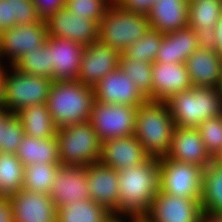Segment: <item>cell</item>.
Instances as JSON below:
<instances>
[{
    "instance_id": "6da1fadb",
    "label": "cell",
    "mask_w": 222,
    "mask_h": 222,
    "mask_svg": "<svg viewBox=\"0 0 222 222\" xmlns=\"http://www.w3.org/2000/svg\"><path fill=\"white\" fill-rule=\"evenodd\" d=\"M118 171V216L143 219L160 190L159 158Z\"/></svg>"
},
{
    "instance_id": "7a4b0ae2",
    "label": "cell",
    "mask_w": 222,
    "mask_h": 222,
    "mask_svg": "<svg viewBox=\"0 0 222 222\" xmlns=\"http://www.w3.org/2000/svg\"><path fill=\"white\" fill-rule=\"evenodd\" d=\"M95 101L94 89L79 81L53 80L47 107L57 129L88 122Z\"/></svg>"
},
{
    "instance_id": "3957f363",
    "label": "cell",
    "mask_w": 222,
    "mask_h": 222,
    "mask_svg": "<svg viewBox=\"0 0 222 222\" xmlns=\"http://www.w3.org/2000/svg\"><path fill=\"white\" fill-rule=\"evenodd\" d=\"M174 128L173 117L165 102L147 100L138 106L134 136L149 157L167 155Z\"/></svg>"
},
{
    "instance_id": "277c9868",
    "label": "cell",
    "mask_w": 222,
    "mask_h": 222,
    "mask_svg": "<svg viewBox=\"0 0 222 222\" xmlns=\"http://www.w3.org/2000/svg\"><path fill=\"white\" fill-rule=\"evenodd\" d=\"M175 126L197 128L208 118L222 115V98L217 88L193 86L165 101Z\"/></svg>"
},
{
    "instance_id": "5b68a950",
    "label": "cell",
    "mask_w": 222,
    "mask_h": 222,
    "mask_svg": "<svg viewBox=\"0 0 222 222\" xmlns=\"http://www.w3.org/2000/svg\"><path fill=\"white\" fill-rule=\"evenodd\" d=\"M149 28L147 14L131 12L112 3L99 23L98 40L123 53L129 45L143 37Z\"/></svg>"
},
{
    "instance_id": "8992f818",
    "label": "cell",
    "mask_w": 222,
    "mask_h": 222,
    "mask_svg": "<svg viewBox=\"0 0 222 222\" xmlns=\"http://www.w3.org/2000/svg\"><path fill=\"white\" fill-rule=\"evenodd\" d=\"M56 137L61 165L88 166L100 161L102 142L89 121L59 128Z\"/></svg>"
},
{
    "instance_id": "52a82bcc",
    "label": "cell",
    "mask_w": 222,
    "mask_h": 222,
    "mask_svg": "<svg viewBox=\"0 0 222 222\" xmlns=\"http://www.w3.org/2000/svg\"><path fill=\"white\" fill-rule=\"evenodd\" d=\"M7 67L8 65L5 66L2 108L15 114L27 106L47 103L53 80L20 72L13 66H9L8 70Z\"/></svg>"
},
{
    "instance_id": "ba28073f",
    "label": "cell",
    "mask_w": 222,
    "mask_h": 222,
    "mask_svg": "<svg viewBox=\"0 0 222 222\" xmlns=\"http://www.w3.org/2000/svg\"><path fill=\"white\" fill-rule=\"evenodd\" d=\"M160 191L201 202L204 168L168 157L159 158Z\"/></svg>"
},
{
    "instance_id": "9c48e42d",
    "label": "cell",
    "mask_w": 222,
    "mask_h": 222,
    "mask_svg": "<svg viewBox=\"0 0 222 222\" xmlns=\"http://www.w3.org/2000/svg\"><path fill=\"white\" fill-rule=\"evenodd\" d=\"M138 107L94 101L89 122L101 142L134 135Z\"/></svg>"
},
{
    "instance_id": "30bf717a",
    "label": "cell",
    "mask_w": 222,
    "mask_h": 222,
    "mask_svg": "<svg viewBox=\"0 0 222 222\" xmlns=\"http://www.w3.org/2000/svg\"><path fill=\"white\" fill-rule=\"evenodd\" d=\"M47 37V26L44 20L30 25L16 24L4 30L0 33V63H9V66H12L27 52L45 43ZM5 59L7 60L4 63Z\"/></svg>"
},
{
    "instance_id": "8fae6325",
    "label": "cell",
    "mask_w": 222,
    "mask_h": 222,
    "mask_svg": "<svg viewBox=\"0 0 222 222\" xmlns=\"http://www.w3.org/2000/svg\"><path fill=\"white\" fill-rule=\"evenodd\" d=\"M201 202L158 191L152 200L145 222H202Z\"/></svg>"
},
{
    "instance_id": "7c38bea8",
    "label": "cell",
    "mask_w": 222,
    "mask_h": 222,
    "mask_svg": "<svg viewBox=\"0 0 222 222\" xmlns=\"http://www.w3.org/2000/svg\"><path fill=\"white\" fill-rule=\"evenodd\" d=\"M48 36L65 38L83 46L95 43L99 38V22L85 16L74 15L65 7L45 20Z\"/></svg>"
},
{
    "instance_id": "4fadbf2b",
    "label": "cell",
    "mask_w": 222,
    "mask_h": 222,
    "mask_svg": "<svg viewBox=\"0 0 222 222\" xmlns=\"http://www.w3.org/2000/svg\"><path fill=\"white\" fill-rule=\"evenodd\" d=\"M95 100L106 104L138 107L148 99L120 68L108 73L93 87Z\"/></svg>"
},
{
    "instance_id": "5bb4252c",
    "label": "cell",
    "mask_w": 222,
    "mask_h": 222,
    "mask_svg": "<svg viewBox=\"0 0 222 222\" xmlns=\"http://www.w3.org/2000/svg\"><path fill=\"white\" fill-rule=\"evenodd\" d=\"M120 57L119 51L99 40L85 46L77 81L93 88L104 76L119 68Z\"/></svg>"
},
{
    "instance_id": "9a60e30c",
    "label": "cell",
    "mask_w": 222,
    "mask_h": 222,
    "mask_svg": "<svg viewBox=\"0 0 222 222\" xmlns=\"http://www.w3.org/2000/svg\"><path fill=\"white\" fill-rule=\"evenodd\" d=\"M118 171L100 161L86 166L89 196L113 215H118Z\"/></svg>"
},
{
    "instance_id": "2e32d148",
    "label": "cell",
    "mask_w": 222,
    "mask_h": 222,
    "mask_svg": "<svg viewBox=\"0 0 222 222\" xmlns=\"http://www.w3.org/2000/svg\"><path fill=\"white\" fill-rule=\"evenodd\" d=\"M14 222H57V208L49 194L24 188L9 195Z\"/></svg>"
},
{
    "instance_id": "e0dca14e",
    "label": "cell",
    "mask_w": 222,
    "mask_h": 222,
    "mask_svg": "<svg viewBox=\"0 0 222 222\" xmlns=\"http://www.w3.org/2000/svg\"><path fill=\"white\" fill-rule=\"evenodd\" d=\"M166 157L182 163L199 165L204 169L214 161L201 139L199 130L190 127L175 126Z\"/></svg>"
},
{
    "instance_id": "ac0fdd59",
    "label": "cell",
    "mask_w": 222,
    "mask_h": 222,
    "mask_svg": "<svg viewBox=\"0 0 222 222\" xmlns=\"http://www.w3.org/2000/svg\"><path fill=\"white\" fill-rule=\"evenodd\" d=\"M56 208L91 199L86 182V166L61 165L49 193Z\"/></svg>"
},
{
    "instance_id": "d6986e66",
    "label": "cell",
    "mask_w": 222,
    "mask_h": 222,
    "mask_svg": "<svg viewBox=\"0 0 222 222\" xmlns=\"http://www.w3.org/2000/svg\"><path fill=\"white\" fill-rule=\"evenodd\" d=\"M47 49L50 52L53 67V80L77 81L81 59L85 46L59 37H47Z\"/></svg>"
},
{
    "instance_id": "ffe728a7",
    "label": "cell",
    "mask_w": 222,
    "mask_h": 222,
    "mask_svg": "<svg viewBox=\"0 0 222 222\" xmlns=\"http://www.w3.org/2000/svg\"><path fill=\"white\" fill-rule=\"evenodd\" d=\"M152 101L165 102L172 95L193 87L185 63L152 64Z\"/></svg>"
},
{
    "instance_id": "44dd1931",
    "label": "cell",
    "mask_w": 222,
    "mask_h": 222,
    "mask_svg": "<svg viewBox=\"0 0 222 222\" xmlns=\"http://www.w3.org/2000/svg\"><path fill=\"white\" fill-rule=\"evenodd\" d=\"M148 158L134 135L102 142L100 162L115 170L138 166Z\"/></svg>"
},
{
    "instance_id": "7402d4cb",
    "label": "cell",
    "mask_w": 222,
    "mask_h": 222,
    "mask_svg": "<svg viewBox=\"0 0 222 222\" xmlns=\"http://www.w3.org/2000/svg\"><path fill=\"white\" fill-rule=\"evenodd\" d=\"M189 0H156L147 12L150 28L169 33L188 27Z\"/></svg>"
},
{
    "instance_id": "603a6c76",
    "label": "cell",
    "mask_w": 222,
    "mask_h": 222,
    "mask_svg": "<svg viewBox=\"0 0 222 222\" xmlns=\"http://www.w3.org/2000/svg\"><path fill=\"white\" fill-rule=\"evenodd\" d=\"M185 64L193 86L217 88L222 75V56L215 50L198 48Z\"/></svg>"
},
{
    "instance_id": "cb8c5ba5",
    "label": "cell",
    "mask_w": 222,
    "mask_h": 222,
    "mask_svg": "<svg viewBox=\"0 0 222 222\" xmlns=\"http://www.w3.org/2000/svg\"><path fill=\"white\" fill-rule=\"evenodd\" d=\"M16 156L24 166L38 162L61 164L59 142L56 136L40 139L25 135Z\"/></svg>"
},
{
    "instance_id": "d4e9b609",
    "label": "cell",
    "mask_w": 222,
    "mask_h": 222,
    "mask_svg": "<svg viewBox=\"0 0 222 222\" xmlns=\"http://www.w3.org/2000/svg\"><path fill=\"white\" fill-rule=\"evenodd\" d=\"M24 128L25 135L46 139L56 136L49 109L45 103L27 106L15 113Z\"/></svg>"
},
{
    "instance_id": "484cf974",
    "label": "cell",
    "mask_w": 222,
    "mask_h": 222,
    "mask_svg": "<svg viewBox=\"0 0 222 222\" xmlns=\"http://www.w3.org/2000/svg\"><path fill=\"white\" fill-rule=\"evenodd\" d=\"M113 214L92 199H84L57 208V222H107Z\"/></svg>"
},
{
    "instance_id": "4316f807",
    "label": "cell",
    "mask_w": 222,
    "mask_h": 222,
    "mask_svg": "<svg viewBox=\"0 0 222 222\" xmlns=\"http://www.w3.org/2000/svg\"><path fill=\"white\" fill-rule=\"evenodd\" d=\"M201 210L222 213V165L215 160L203 171Z\"/></svg>"
},
{
    "instance_id": "83f0119b",
    "label": "cell",
    "mask_w": 222,
    "mask_h": 222,
    "mask_svg": "<svg viewBox=\"0 0 222 222\" xmlns=\"http://www.w3.org/2000/svg\"><path fill=\"white\" fill-rule=\"evenodd\" d=\"M60 166L59 163L42 162L24 166L23 188L31 192L49 194Z\"/></svg>"
},
{
    "instance_id": "f1b7e54d",
    "label": "cell",
    "mask_w": 222,
    "mask_h": 222,
    "mask_svg": "<svg viewBox=\"0 0 222 222\" xmlns=\"http://www.w3.org/2000/svg\"><path fill=\"white\" fill-rule=\"evenodd\" d=\"M222 14V0H189L188 27L195 32L214 28Z\"/></svg>"
},
{
    "instance_id": "f546056e",
    "label": "cell",
    "mask_w": 222,
    "mask_h": 222,
    "mask_svg": "<svg viewBox=\"0 0 222 222\" xmlns=\"http://www.w3.org/2000/svg\"><path fill=\"white\" fill-rule=\"evenodd\" d=\"M24 165L12 153L0 152V195H11L23 188Z\"/></svg>"
},
{
    "instance_id": "4dcf8cb0",
    "label": "cell",
    "mask_w": 222,
    "mask_h": 222,
    "mask_svg": "<svg viewBox=\"0 0 222 222\" xmlns=\"http://www.w3.org/2000/svg\"><path fill=\"white\" fill-rule=\"evenodd\" d=\"M16 70L53 80V67L46 42L37 49L27 52L12 65Z\"/></svg>"
},
{
    "instance_id": "1f68e13d",
    "label": "cell",
    "mask_w": 222,
    "mask_h": 222,
    "mask_svg": "<svg viewBox=\"0 0 222 222\" xmlns=\"http://www.w3.org/2000/svg\"><path fill=\"white\" fill-rule=\"evenodd\" d=\"M164 33L156 29L149 30L138 40L129 45L122 53L127 59L154 63Z\"/></svg>"
},
{
    "instance_id": "d6a6232c",
    "label": "cell",
    "mask_w": 222,
    "mask_h": 222,
    "mask_svg": "<svg viewBox=\"0 0 222 222\" xmlns=\"http://www.w3.org/2000/svg\"><path fill=\"white\" fill-rule=\"evenodd\" d=\"M119 68L129 75L140 92L152 101V63L127 59L122 53Z\"/></svg>"
},
{
    "instance_id": "836d02e7",
    "label": "cell",
    "mask_w": 222,
    "mask_h": 222,
    "mask_svg": "<svg viewBox=\"0 0 222 222\" xmlns=\"http://www.w3.org/2000/svg\"><path fill=\"white\" fill-rule=\"evenodd\" d=\"M197 129L207 151L215 159L222 151V115L208 118Z\"/></svg>"
},
{
    "instance_id": "e575fe53",
    "label": "cell",
    "mask_w": 222,
    "mask_h": 222,
    "mask_svg": "<svg viewBox=\"0 0 222 222\" xmlns=\"http://www.w3.org/2000/svg\"><path fill=\"white\" fill-rule=\"evenodd\" d=\"M111 4L109 0H66L65 7L74 15L100 23Z\"/></svg>"
},
{
    "instance_id": "d590c367",
    "label": "cell",
    "mask_w": 222,
    "mask_h": 222,
    "mask_svg": "<svg viewBox=\"0 0 222 222\" xmlns=\"http://www.w3.org/2000/svg\"><path fill=\"white\" fill-rule=\"evenodd\" d=\"M24 136L25 131L21 122L15 114H12L6 120L3 141L0 142V152L16 154Z\"/></svg>"
},
{
    "instance_id": "8d00e7d4",
    "label": "cell",
    "mask_w": 222,
    "mask_h": 222,
    "mask_svg": "<svg viewBox=\"0 0 222 222\" xmlns=\"http://www.w3.org/2000/svg\"><path fill=\"white\" fill-rule=\"evenodd\" d=\"M11 27L18 25H30L41 22L42 19L32 0H10Z\"/></svg>"
},
{
    "instance_id": "74e56055",
    "label": "cell",
    "mask_w": 222,
    "mask_h": 222,
    "mask_svg": "<svg viewBox=\"0 0 222 222\" xmlns=\"http://www.w3.org/2000/svg\"><path fill=\"white\" fill-rule=\"evenodd\" d=\"M177 48L179 63H186L187 59L199 48L196 32L185 27L177 30Z\"/></svg>"
},
{
    "instance_id": "f35d334b",
    "label": "cell",
    "mask_w": 222,
    "mask_h": 222,
    "mask_svg": "<svg viewBox=\"0 0 222 222\" xmlns=\"http://www.w3.org/2000/svg\"><path fill=\"white\" fill-rule=\"evenodd\" d=\"M155 62L179 63L177 48V31L164 33Z\"/></svg>"
},
{
    "instance_id": "ab89813d",
    "label": "cell",
    "mask_w": 222,
    "mask_h": 222,
    "mask_svg": "<svg viewBox=\"0 0 222 222\" xmlns=\"http://www.w3.org/2000/svg\"><path fill=\"white\" fill-rule=\"evenodd\" d=\"M32 2L39 17L44 21L66 5V0H32Z\"/></svg>"
},
{
    "instance_id": "60d3db41",
    "label": "cell",
    "mask_w": 222,
    "mask_h": 222,
    "mask_svg": "<svg viewBox=\"0 0 222 222\" xmlns=\"http://www.w3.org/2000/svg\"><path fill=\"white\" fill-rule=\"evenodd\" d=\"M155 2L156 0H120L117 4L131 12L147 14Z\"/></svg>"
},
{
    "instance_id": "b9f144b4",
    "label": "cell",
    "mask_w": 222,
    "mask_h": 222,
    "mask_svg": "<svg viewBox=\"0 0 222 222\" xmlns=\"http://www.w3.org/2000/svg\"><path fill=\"white\" fill-rule=\"evenodd\" d=\"M215 31L214 28L206 27V30L196 32L197 44L201 49L215 50Z\"/></svg>"
},
{
    "instance_id": "7bdbcfd3",
    "label": "cell",
    "mask_w": 222,
    "mask_h": 222,
    "mask_svg": "<svg viewBox=\"0 0 222 222\" xmlns=\"http://www.w3.org/2000/svg\"><path fill=\"white\" fill-rule=\"evenodd\" d=\"M0 222H14L9 195H0Z\"/></svg>"
},
{
    "instance_id": "ee69618b",
    "label": "cell",
    "mask_w": 222,
    "mask_h": 222,
    "mask_svg": "<svg viewBox=\"0 0 222 222\" xmlns=\"http://www.w3.org/2000/svg\"><path fill=\"white\" fill-rule=\"evenodd\" d=\"M11 27L10 0H0V33Z\"/></svg>"
},
{
    "instance_id": "f6af8a7d",
    "label": "cell",
    "mask_w": 222,
    "mask_h": 222,
    "mask_svg": "<svg viewBox=\"0 0 222 222\" xmlns=\"http://www.w3.org/2000/svg\"><path fill=\"white\" fill-rule=\"evenodd\" d=\"M215 34V51L222 56V14L220 15L218 22L214 25Z\"/></svg>"
},
{
    "instance_id": "bcb514c9",
    "label": "cell",
    "mask_w": 222,
    "mask_h": 222,
    "mask_svg": "<svg viewBox=\"0 0 222 222\" xmlns=\"http://www.w3.org/2000/svg\"><path fill=\"white\" fill-rule=\"evenodd\" d=\"M12 115L11 112L4 108L0 109V142L3 141L4 130L6 128V120Z\"/></svg>"
},
{
    "instance_id": "7dc6e473",
    "label": "cell",
    "mask_w": 222,
    "mask_h": 222,
    "mask_svg": "<svg viewBox=\"0 0 222 222\" xmlns=\"http://www.w3.org/2000/svg\"><path fill=\"white\" fill-rule=\"evenodd\" d=\"M202 222H222V213L203 212Z\"/></svg>"
},
{
    "instance_id": "c3c4849f",
    "label": "cell",
    "mask_w": 222,
    "mask_h": 222,
    "mask_svg": "<svg viewBox=\"0 0 222 222\" xmlns=\"http://www.w3.org/2000/svg\"><path fill=\"white\" fill-rule=\"evenodd\" d=\"M4 77L5 65L0 63V109L2 108L4 101Z\"/></svg>"
},
{
    "instance_id": "681fc988",
    "label": "cell",
    "mask_w": 222,
    "mask_h": 222,
    "mask_svg": "<svg viewBox=\"0 0 222 222\" xmlns=\"http://www.w3.org/2000/svg\"><path fill=\"white\" fill-rule=\"evenodd\" d=\"M130 219V220H129ZM133 222L135 218L113 215L107 222Z\"/></svg>"
},
{
    "instance_id": "f907efd6",
    "label": "cell",
    "mask_w": 222,
    "mask_h": 222,
    "mask_svg": "<svg viewBox=\"0 0 222 222\" xmlns=\"http://www.w3.org/2000/svg\"><path fill=\"white\" fill-rule=\"evenodd\" d=\"M217 89H218L219 95H220L221 98H222V75H221V77H220V80H219V84H218V86H217Z\"/></svg>"
},
{
    "instance_id": "816d5d0a",
    "label": "cell",
    "mask_w": 222,
    "mask_h": 222,
    "mask_svg": "<svg viewBox=\"0 0 222 222\" xmlns=\"http://www.w3.org/2000/svg\"><path fill=\"white\" fill-rule=\"evenodd\" d=\"M214 160L222 165V151L218 154V156Z\"/></svg>"
},
{
    "instance_id": "f5cc1de1",
    "label": "cell",
    "mask_w": 222,
    "mask_h": 222,
    "mask_svg": "<svg viewBox=\"0 0 222 222\" xmlns=\"http://www.w3.org/2000/svg\"><path fill=\"white\" fill-rule=\"evenodd\" d=\"M133 222H145L143 219H135Z\"/></svg>"
},
{
    "instance_id": "db71d44e",
    "label": "cell",
    "mask_w": 222,
    "mask_h": 222,
    "mask_svg": "<svg viewBox=\"0 0 222 222\" xmlns=\"http://www.w3.org/2000/svg\"><path fill=\"white\" fill-rule=\"evenodd\" d=\"M111 3H118L120 0H109Z\"/></svg>"
}]
</instances>
